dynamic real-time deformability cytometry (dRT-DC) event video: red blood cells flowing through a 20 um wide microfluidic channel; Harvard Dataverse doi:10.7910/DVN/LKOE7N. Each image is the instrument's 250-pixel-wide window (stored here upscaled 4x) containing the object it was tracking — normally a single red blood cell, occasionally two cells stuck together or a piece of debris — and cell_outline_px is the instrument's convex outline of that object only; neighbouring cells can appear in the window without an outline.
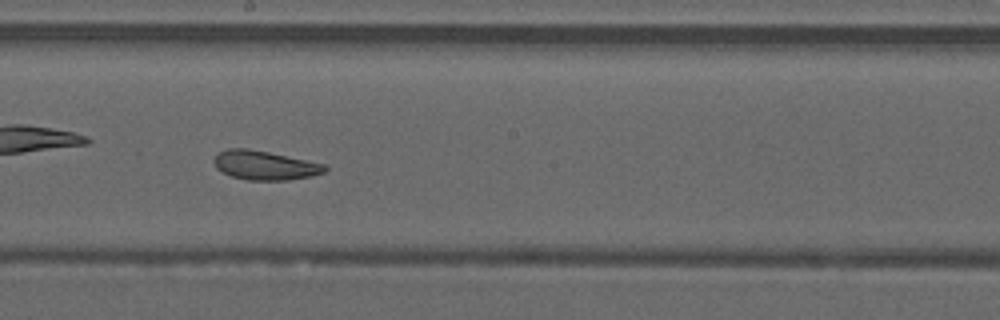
{"species": "common noctule bat (a hibernating species)", "species_latin": "Nyctalus noctula", "temperature_condition": "warm", "stored_images_in_passage": 39, "camera_frame_rate_fps": 3000, "um_per_image_px": 0.085, "animal": {"sex": "male", "forearm_length_mm": 52.5}, "frame": {"image": 1, "passage_image": 17, "time_ms": 5.333, "image_size_px": [1000, 320], "cell_outline_px": [[328, 168], [324, 172], [312, 176], [288, 180], [248, 180], [232, 176], [216, 168], [212, 160], [216, 152], [228, 148], [248, 148], [268, 152], [324, 164]], "centroid_in_image_um": [22.46, 14.04], "position_along_channel_um": 225.7, "area_um2": 18.79}}